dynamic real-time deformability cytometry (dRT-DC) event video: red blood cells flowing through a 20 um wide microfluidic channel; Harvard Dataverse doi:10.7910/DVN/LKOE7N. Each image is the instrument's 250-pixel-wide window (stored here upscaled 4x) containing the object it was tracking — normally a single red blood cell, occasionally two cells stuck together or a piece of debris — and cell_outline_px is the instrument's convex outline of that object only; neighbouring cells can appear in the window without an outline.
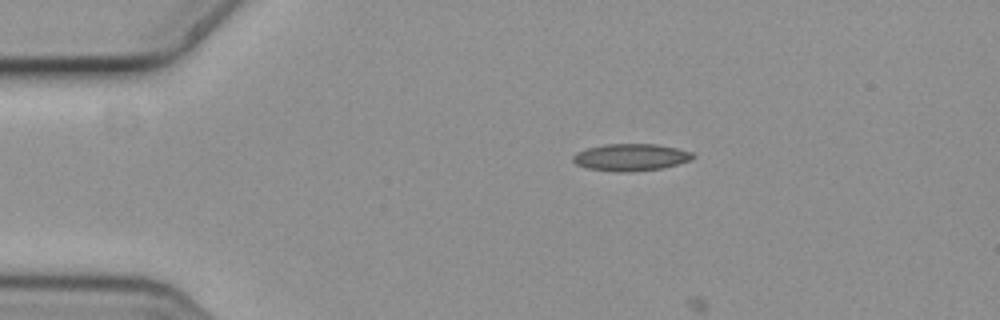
{"species": "common noctule bat (a hibernating species)", "species_latin": "Nyctalus noctula", "temperature_condition": "cold", "stored_images_in_passage": 3, "camera_frame_rate_fps": 3000, "um_per_image_px": 0.085, "animal": {"sex": "female", "body_mass_g": 19.3, "forearm_length_mm": 54.1}, "frame": {"image": 1, "passage_image": 1, "time_ms": 0.0, "image_size_px": [1000, 320], "cell_outline_px": [[696, 156], [692, 160], [660, 168], [616, 172], [588, 168], [576, 164], [572, 160], [572, 156], [576, 152], [588, 148], [604, 144], [656, 144], [676, 148], [692, 152]], "centroid_in_image_um": [53.6, 13.35], "position_along_channel_um": 31.4, "area_um2": 18.67}}